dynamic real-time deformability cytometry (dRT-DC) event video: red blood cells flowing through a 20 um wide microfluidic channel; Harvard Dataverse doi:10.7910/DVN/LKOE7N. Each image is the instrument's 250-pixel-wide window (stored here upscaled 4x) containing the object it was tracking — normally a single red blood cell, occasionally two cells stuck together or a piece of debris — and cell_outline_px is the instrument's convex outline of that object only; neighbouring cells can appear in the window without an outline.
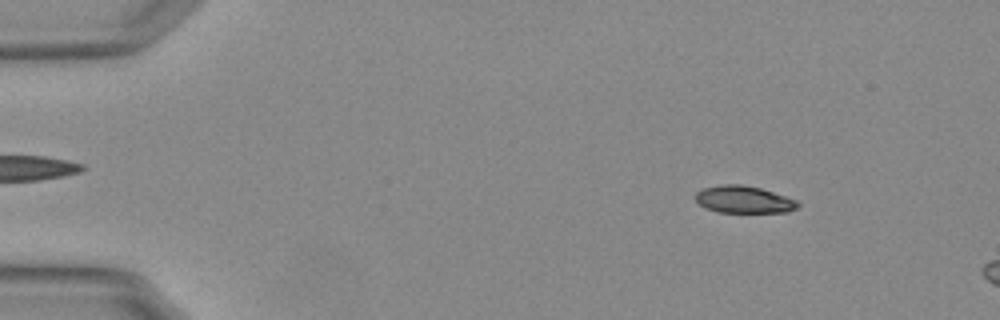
{"species": "Egyptian fruit bat (a non-hibernating species)", "species_latin": "Rousettus aegyptiacus", "temperature_condition": "warm", "stored_images_in_passage": 12, "camera_frame_rate_fps": 3000, "um_per_image_px": 0.085, "animal": {"sex": "female"}, "frame": {"image": 1, "passage_image": 6, "time_ms": 1.667, "image_size_px": [1000, 320], "cell_outline_px": [[800, 204], [796, 208], [788, 212], [716, 212], [704, 208], [696, 200], [696, 192], [704, 188], [720, 184], [740, 184], [760, 188], [796, 200]], "centroid_in_image_um": [63.19, 16.96], "position_along_channel_um": 21.8, "area_um2": 16.13}}